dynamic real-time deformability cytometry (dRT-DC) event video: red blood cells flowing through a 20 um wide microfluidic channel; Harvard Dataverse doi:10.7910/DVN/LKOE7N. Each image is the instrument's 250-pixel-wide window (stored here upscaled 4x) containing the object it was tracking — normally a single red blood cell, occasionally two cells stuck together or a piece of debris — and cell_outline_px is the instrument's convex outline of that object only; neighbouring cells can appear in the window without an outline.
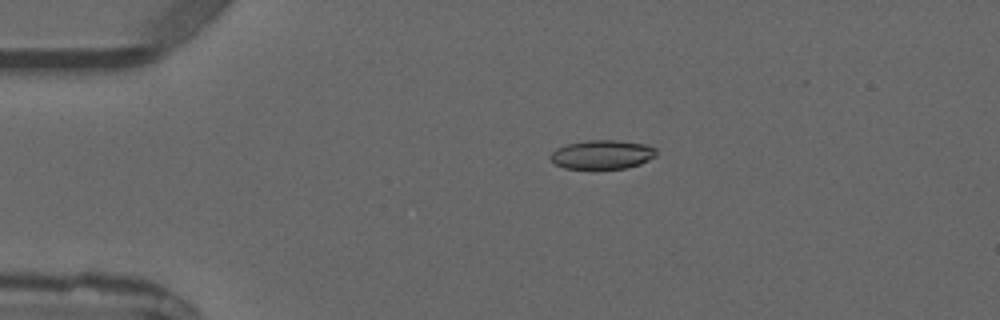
{"species": "common noctule bat (a hibernating species)", "species_latin": "Nyctalus noctula", "temperature_condition": "warm", "stored_images_in_passage": 3, "camera_frame_rate_fps": 3000, "um_per_image_px": 0.085, "animal": {"sex": "male", "forearm_length_mm": 52.5}, "frame": {"image": 1, "passage_image": 2, "time_ms": 2.0, "image_size_px": [1000, 320], "cell_outline_px": [[656, 156], [640, 164], [628, 168], [596, 172], [564, 168], [556, 164], [548, 156], [556, 148], [568, 144], [588, 140], [616, 140], [648, 144], [656, 148]], "centroid_in_image_um": [51.19, 13.19], "position_along_channel_um": 33.8, "area_um2": 18.79}}